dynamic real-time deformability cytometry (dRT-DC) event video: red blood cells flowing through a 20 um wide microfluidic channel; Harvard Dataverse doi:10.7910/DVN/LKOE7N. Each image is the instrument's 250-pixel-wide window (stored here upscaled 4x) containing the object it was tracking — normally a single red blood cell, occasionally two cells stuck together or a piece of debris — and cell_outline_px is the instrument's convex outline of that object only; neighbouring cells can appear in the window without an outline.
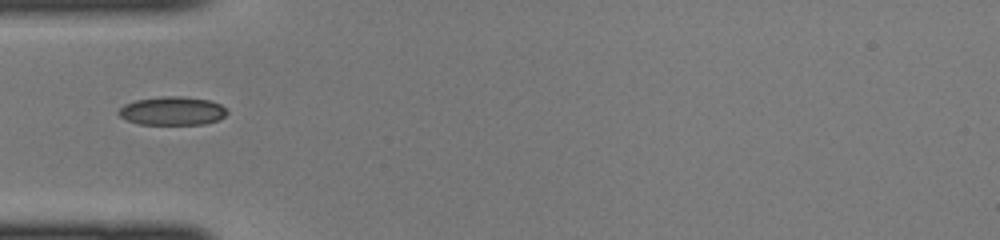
{"species": "common noctule bat (a hibernating species)", "species_latin": "Nyctalus noctula", "temperature_condition": "cold", "stored_images_in_passage": 31, "camera_frame_rate_fps": 3000, "um_per_image_px": 0.085, "animal": {"sex": "female", "body_mass_g": 22.0, "forearm_length_mm": 56.7}, "frame": {"image": 1, "passage_image": 1, "time_ms": 0.0, "image_size_px": [1000, 240], "cell_outline_px": [[228, 112], [224, 116], [216, 120], [204, 124], [140, 124], [128, 120], [120, 116], [116, 112], [124, 104], [136, 100], [160, 96], [180, 96], [208, 100], [220, 104]], "centroid_in_image_um": [14.61, 9.42], "position_along_channel_um": 70.4, "area_um2": 17.86}}
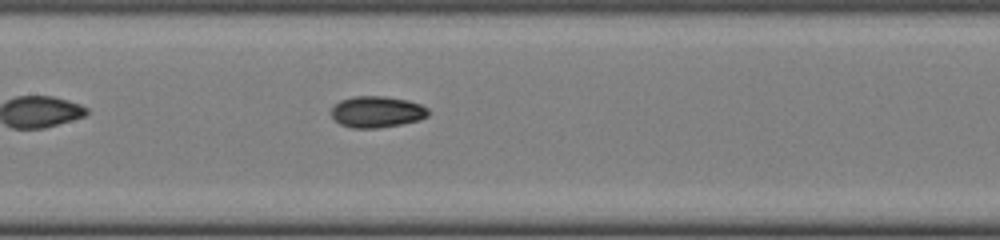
{"frame": {"image": 2, "passage_image": 8, "time_ms": 2.333, "image_size_px": [1000, 240], "cell_outline_px": [[428, 116], [420, 120], [400, 124], [376, 128], [352, 128], [340, 124], [332, 116], [332, 108], [340, 100], [352, 96], [384, 96], [408, 100], [420, 104], [428, 108]], "centroid_in_image_um": [32.04, 9.5], "position_along_channel_um": 175.4, "area_um2": 17.69}}
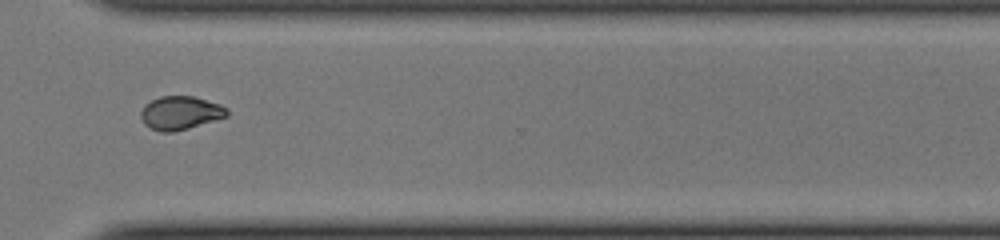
{"frame": {"image": 3, "passage_image": 20, "time_ms": 6.333, "image_size_px": [1000, 240], "cell_outline_px": [[228, 116], [216, 120], [188, 128], [172, 132], [160, 132], [144, 124], [140, 116], [140, 112], [144, 104], [160, 96], [192, 96], [220, 104], [228, 108]], "centroid_in_image_um": [15.32, 9.59], "position_along_channel_um": 355.3, "area_um2": 16.82}}